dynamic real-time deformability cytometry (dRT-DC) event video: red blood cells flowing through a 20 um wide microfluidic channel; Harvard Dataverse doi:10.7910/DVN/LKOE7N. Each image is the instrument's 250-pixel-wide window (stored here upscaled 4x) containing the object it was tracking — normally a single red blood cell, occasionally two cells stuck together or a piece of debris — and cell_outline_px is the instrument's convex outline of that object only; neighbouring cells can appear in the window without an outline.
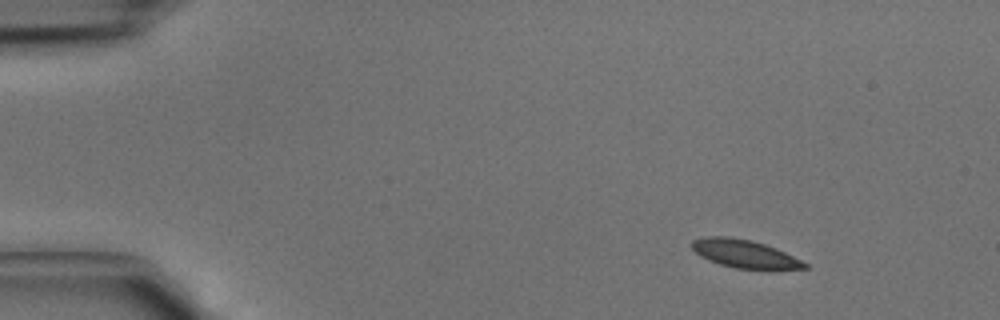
{"species": "common noctule bat (a hibernating species)", "species_latin": "Nyctalus noctula", "temperature_condition": "cold", "stored_images_in_passage": 3, "camera_frame_rate_fps": 3000, "um_per_image_px": 0.085, "animal": {"sex": "male", "body_mass_g": 15.6}, "frame": {"image": 1, "passage_image": 1, "time_ms": 0.0, "image_size_px": [1000, 320], "cell_outline_px": [[808, 268], [776, 272], [736, 268], [720, 264], [708, 260], [700, 256], [692, 248], [692, 240], [708, 236], [728, 236], [752, 240], [776, 248], [808, 264]], "centroid_in_image_um": [63.37, 21.62], "position_along_channel_um": 21.6, "area_um2": 19.02}}
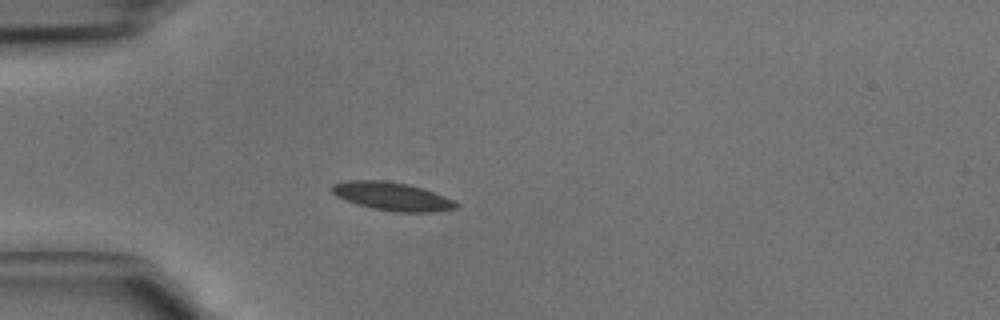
{"frame": {"image": 2, "passage_image": 3, "time_ms": 0.667, "image_size_px": [1000, 320], "cell_outline_px": [[460, 208], [436, 212], [392, 212], [372, 208], [356, 204], [336, 196], [328, 188], [332, 184], [348, 180], [384, 180], [408, 184], [444, 196], [460, 204]], "centroid_in_image_um": [33.31, 16.7], "position_along_channel_um": 51.7, "area_um2": 20.63}}